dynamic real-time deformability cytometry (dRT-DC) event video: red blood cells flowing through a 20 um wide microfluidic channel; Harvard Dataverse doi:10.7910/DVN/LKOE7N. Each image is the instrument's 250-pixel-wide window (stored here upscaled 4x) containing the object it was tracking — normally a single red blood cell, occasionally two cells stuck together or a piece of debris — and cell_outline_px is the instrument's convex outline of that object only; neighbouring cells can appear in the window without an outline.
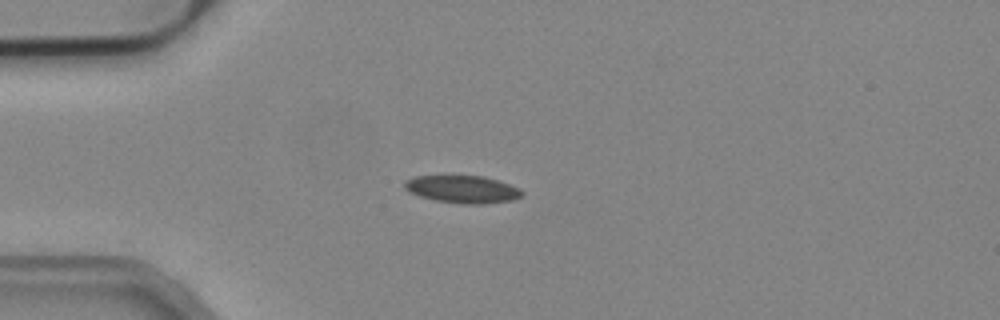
{"species": "common noctule bat (a hibernating species)", "species_latin": "Nyctalus noctula", "temperature_condition": "cold", "stored_images_in_passage": 13, "camera_frame_rate_fps": 3000, "um_per_image_px": 0.085, "animal": {"sex": "male", "body_mass_g": 19.2, "forearm_length_mm": 51.8}, "frame": {"image": 1, "passage_image": 1, "time_ms": 0.0, "image_size_px": [1000, 320], "cell_outline_px": [[524, 196], [512, 200], [484, 204], [464, 204], [436, 200], [420, 196], [408, 192], [404, 188], [404, 180], [412, 176], [484, 176], [500, 180], [520, 188], [524, 192]], "centroid_in_image_um": [39.34, 16.08], "position_along_channel_um": 45.7, "area_um2": 19.07}}
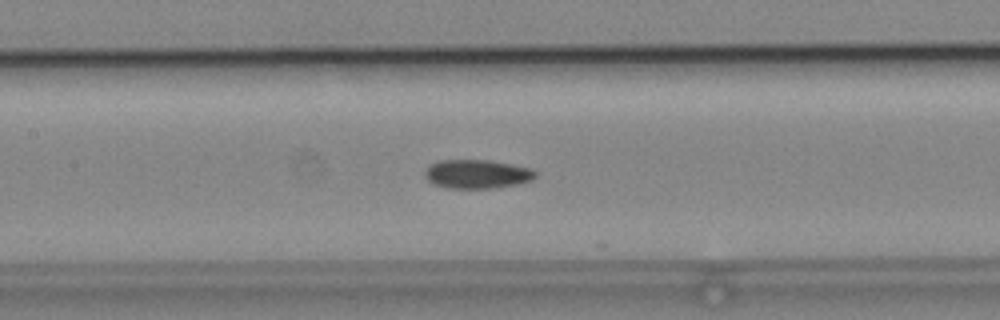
{"frame": {"image": 2, "passage_image": 12, "time_ms": 3.667, "image_size_px": [1000, 320], "cell_outline_px": [[536, 176], [532, 180], [516, 184], [492, 188], [452, 188], [436, 184], [428, 180], [424, 176], [424, 172], [428, 164], [440, 160], [488, 160], [528, 168], [536, 172]], "centroid_in_image_um": [40.5, 14.78], "position_along_channel_um": 166.9, "area_um2": 18.32}}